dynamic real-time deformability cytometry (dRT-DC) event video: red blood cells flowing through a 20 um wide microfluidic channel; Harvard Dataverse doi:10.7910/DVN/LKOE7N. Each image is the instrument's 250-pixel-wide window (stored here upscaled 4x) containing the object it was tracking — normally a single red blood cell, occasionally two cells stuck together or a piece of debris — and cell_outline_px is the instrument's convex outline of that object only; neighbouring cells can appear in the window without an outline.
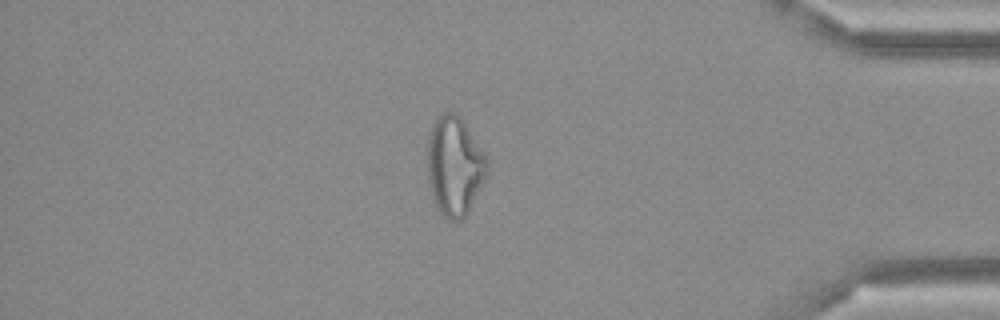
{"species": "Egyptian fruit bat (a non-hibernating species)", "species_latin": "Rousettus aegyptiacus", "temperature_condition": "cold", "stored_images_in_passage": 50, "camera_frame_rate_fps": 3000, "um_per_image_px": 0.085, "frame": {"image": 1, "passage_image": 43, "time_ms": 14.0, "image_size_px": [1000, 320], "cell_outline_px": [[488, 172], [464, 216], [460, 220], [452, 220], [444, 216], [436, 208], [432, 196], [428, 180], [428, 136], [432, 124], [444, 112], [452, 112], [460, 116], [484, 152], [488, 160]], "centroid_in_image_um": [38.62, 14.08], "position_along_channel_um": 396.6, "area_um2": 33.99}}